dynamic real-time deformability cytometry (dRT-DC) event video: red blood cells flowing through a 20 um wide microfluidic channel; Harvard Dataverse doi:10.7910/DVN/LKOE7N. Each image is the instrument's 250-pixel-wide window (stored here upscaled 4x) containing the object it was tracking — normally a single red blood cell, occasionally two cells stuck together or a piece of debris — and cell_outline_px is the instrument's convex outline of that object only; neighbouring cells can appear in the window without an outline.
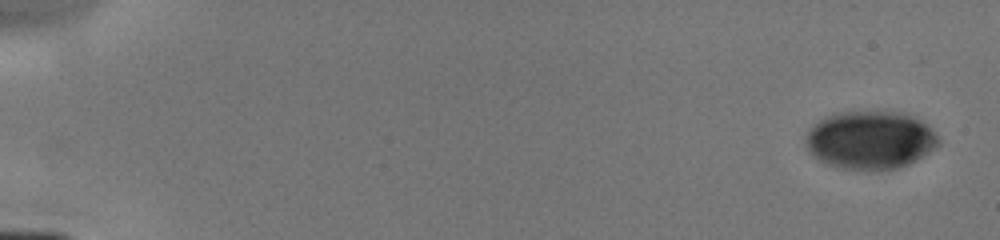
{"species": "human", "species_latin": "Homo sapiens", "temperature_condition": "cold", "stored_images_in_passage": 7, "camera_frame_rate_fps": 3000, "um_per_image_px": 0.085, "donor": {"sex": "male"}, "frame": {"image": 1, "passage_image": 1, "time_ms": 0.0, "image_size_px": [1000, 240], "cell_outline_px": [[940, 144], [936, 148], [916, 160], [908, 164], [896, 168], [876, 172], [840, 168], [824, 164], [808, 148], [808, 132], [820, 120], [836, 112], [892, 112], [912, 116], [920, 120], [936, 132], [940, 140]], "centroid_in_image_um": [74.03, 11.94], "position_along_channel_um": 11.0, "area_um2": 44.8}}
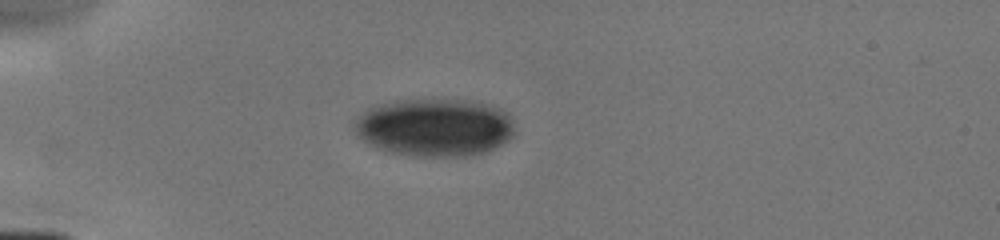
{"frame": {"image": 2, "passage_image": 5, "time_ms": 4.333, "image_size_px": [1000, 240], "cell_outline_px": [[512, 136], [508, 140], [484, 152], [464, 156], [416, 156], [388, 152], [376, 148], [356, 136], [352, 128], [352, 120], [356, 116], [368, 108], [380, 104], [396, 100], [464, 100], [492, 104], [508, 112], [512, 116]], "centroid_in_image_um": [36.88, 10.82], "position_along_channel_um": 48.1, "area_um2": 54.51}}
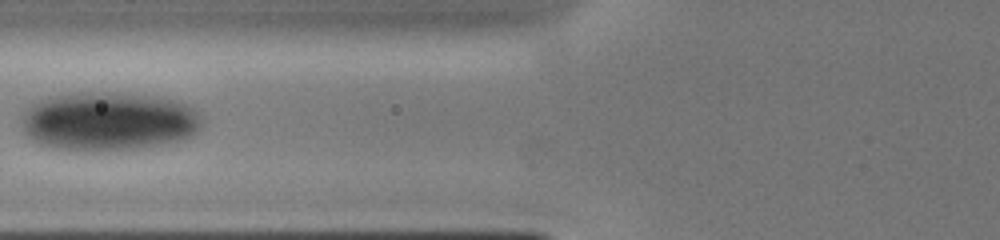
{"frame": {"image": 3, "passage_image": 7, "time_ms": 6.667, "image_size_px": [1000, 240], "cell_outline_px": [[204, 124], [196, 132], [180, 140], [136, 148], [92, 152], [52, 148], [40, 144], [32, 140], [24, 132], [24, 108], [48, 96], [76, 92], [116, 92], [160, 96], [176, 100], [188, 104], [196, 112]], "centroid_in_image_um": [9.21, 10.29], "position_along_channel_um": 116.6, "area_um2": 62.25}}